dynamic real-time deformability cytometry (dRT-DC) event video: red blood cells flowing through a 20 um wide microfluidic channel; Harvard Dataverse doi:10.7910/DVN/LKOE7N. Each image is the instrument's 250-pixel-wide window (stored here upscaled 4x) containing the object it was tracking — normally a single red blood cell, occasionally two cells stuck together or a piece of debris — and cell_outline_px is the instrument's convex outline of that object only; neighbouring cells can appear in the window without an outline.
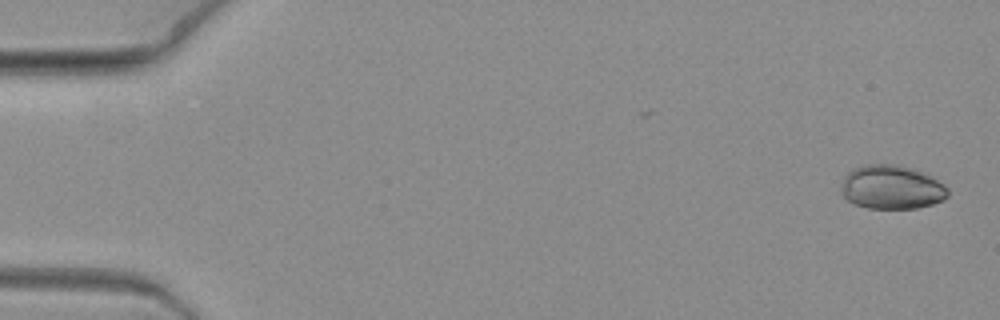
{"species": "common noctule bat (a hibernating species)", "species_latin": "Nyctalus noctula", "temperature_condition": "warm", "stored_images_in_passage": 6, "camera_frame_rate_fps": 3000, "um_per_image_px": 0.085, "animal": {"sex": "female", "body_mass_g": 19.3, "forearm_length_mm": 54.1}, "frame": {"image": 1, "passage_image": 1, "time_ms": 0.0, "image_size_px": [1000, 320], "cell_outline_px": [[948, 196], [944, 200], [932, 204], [916, 208], [868, 208], [856, 204], [848, 200], [844, 196], [840, 188], [848, 172], [852, 168], [864, 164], [896, 164], [916, 168], [944, 184], [948, 188]], "centroid_in_image_um": [75.81, 15.9], "position_along_channel_um": 9.2, "area_um2": 27.4}}
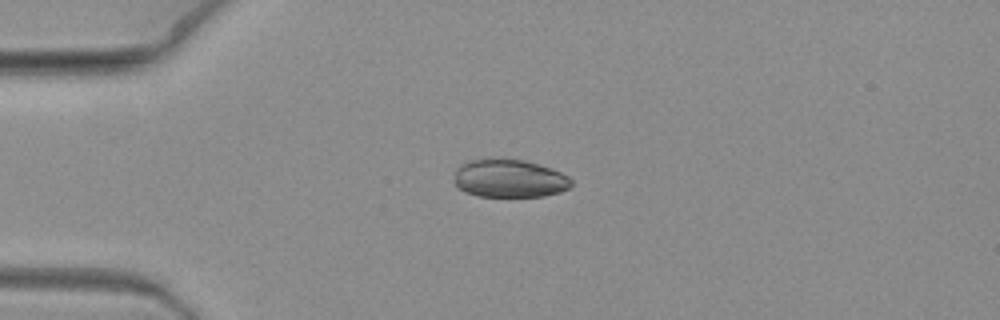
{"frame": {"image": 2, "passage_image": 5, "time_ms": 1.333, "image_size_px": [1000, 320], "cell_outline_px": [[572, 184], [568, 188], [560, 192], [544, 196], [476, 196], [464, 192], [456, 188], [456, 168], [460, 164], [472, 160], [524, 160], [560, 172], [568, 176], [572, 180]], "centroid_in_image_um": [43.29, 15.2], "position_along_channel_um": 41.7, "area_um2": 25.55}}